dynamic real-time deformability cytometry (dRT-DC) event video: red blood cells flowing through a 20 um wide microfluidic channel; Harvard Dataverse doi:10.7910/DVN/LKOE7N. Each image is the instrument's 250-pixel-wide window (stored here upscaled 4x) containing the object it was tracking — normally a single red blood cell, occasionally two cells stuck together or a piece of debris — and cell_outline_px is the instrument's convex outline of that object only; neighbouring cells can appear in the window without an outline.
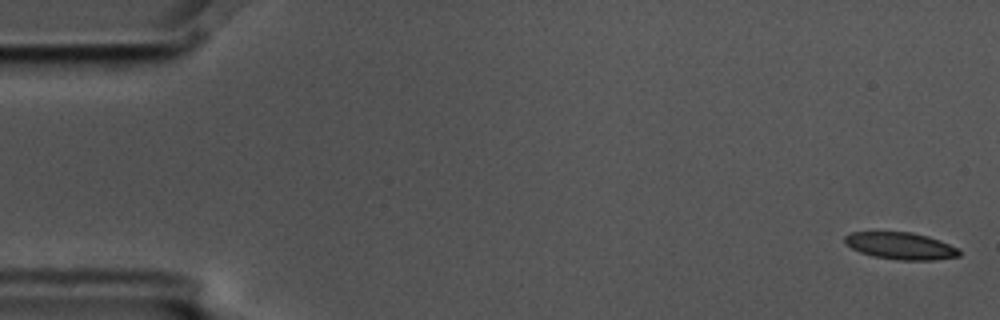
{"species": "common noctule bat (a hibernating species)", "species_latin": "Nyctalus noctula", "temperature_condition": "cold", "stored_images_in_passage": 6, "camera_frame_rate_fps": 3000, "um_per_image_px": 0.085, "animal": {"sex": "male", "body_mass_g": 17.5, "forearm_length_mm": 52.3}, "frame": {"image": 1, "passage_image": 1, "time_ms": 0.0, "image_size_px": [1000, 320], "cell_outline_px": [[960, 256], [936, 260], [900, 260], [872, 256], [860, 252], [844, 244], [844, 236], [852, 232], [912, 232], [928, 236], [940, 240], [960, 248]], "centroid_in_image_um": [76.58, 20.9], "position_along_channel_um": 8.4, "area_um2": 18.21}}